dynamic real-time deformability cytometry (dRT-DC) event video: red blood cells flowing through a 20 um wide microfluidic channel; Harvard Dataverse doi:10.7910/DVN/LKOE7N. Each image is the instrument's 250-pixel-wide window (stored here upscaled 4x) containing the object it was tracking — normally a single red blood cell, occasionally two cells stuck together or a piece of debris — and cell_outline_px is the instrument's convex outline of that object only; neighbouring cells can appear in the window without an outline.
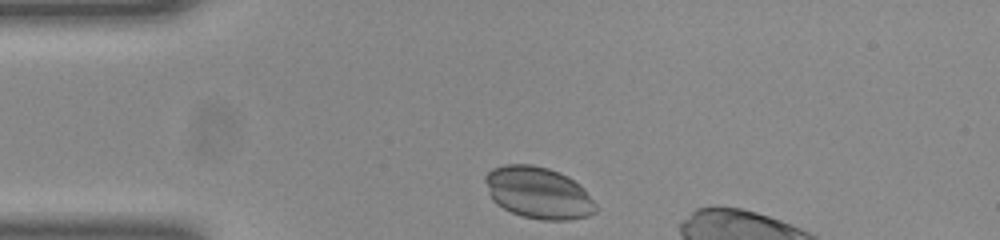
{"species": "common noctule bat (a hibernating species)", "species_latin": "Nyctalus noctula", "temperature_condition": "room temperature", "stored_images_in_passage": 31, "camera_frame_rate_fps": 3000, "um_per_image_px": 0.085, "animal": {"sex": "female", "body_mass_g": 23.0, "forearm_length_mm": 53.4}, "frame": {"image": 1, "passage_image": 1, "time_ms": 0.0, "image_size_px": [1000, 240], "cell_outline_px": [[596, 212], [588, 216], [568, 220], [540, 220], [524, 216], [512, 212], [496, 204], [492, 200], [488, 192], [484, 180], [484, 176], [492, 168], [508, 164], [528, 164], [548, 168], [568, 176], [580, 184], [584, 188], [596, 204]], "centroid_in_image_um": [45.76, 16.39], "position_along_channel_um": 39.2, "area_um2": 33.41}}
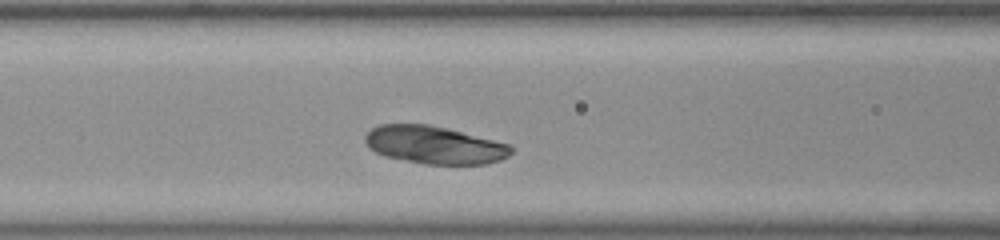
{"frame": {"image": 2, "passage_image": 10, "time_ms": 3.0, "image_size_px": [1000, 240], "cell_outline_px": [[512, 152], [508, 156], [500, 160], [484, 164], [424, 164], [384, 156], [368, 148], [364, 140], [364, 136], [372, 128], [380, 124], [428, 124], [508, 144], [512, 148]], "centroid_in_image_um": [36.86, 12.33], "position_along_channel_um": 129.7, "area_um2": 31.79}}
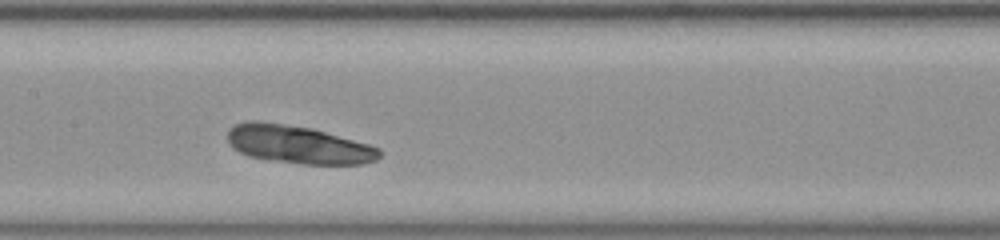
{"frame": {"image": 3, "passage_image": 14, "time_ms": 4.333, "image_size_px": [1000, 240], "cell_outline_px": [[384, 152], [376, 160], [364, 164], [304, 164], [268, 160], [248, 156], [232, 148], [228, 140], [228, 128], [236, 124], [248, 120], [260, 120], [312, 128], [368, 144], [380, 148]], "centroid_in_image_um": [25.34, 12.28], "position_along_channel_um": 182.1, "area_um2": 33.99}}